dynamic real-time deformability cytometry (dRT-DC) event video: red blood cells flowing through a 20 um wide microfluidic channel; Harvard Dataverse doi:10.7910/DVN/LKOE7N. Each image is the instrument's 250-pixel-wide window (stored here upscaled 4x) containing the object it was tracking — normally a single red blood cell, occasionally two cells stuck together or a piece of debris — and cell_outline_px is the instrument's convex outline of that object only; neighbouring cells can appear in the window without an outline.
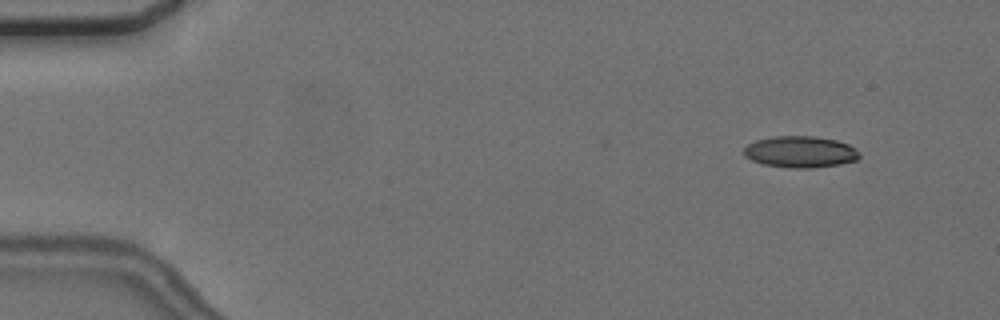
{"species": "common noctule bat (a hibernating species)", "species_latin": "Nyctalus noctula", "temperature_condition": "cold", "stored_images_in_passage": 4, "camera_frame_rate_fps": 3000, "um_per_image_px": 0.085, "animal": {"sex": "female", "body_mass_g": 24.6, "forearm_length_mm": 56.2}, "frame": {"image": 1, "passage_image": 1, "time_ms": 0.0, "image_size_px": [1000, 320], "cell_outline_px": [[860, 156], [856, 160], [840, 164], [812, 168], [792, 168], [764, 164], [752, 160], [744, 156], [744, 148], [748, 144], [756, 140], [772, 136], [812, 136], [836, 140], [848, 144], [856, 148], [860, 152]], "centroid_in_image_um": [68.04, 12.9], "position_along_channel_um": 17.0, "area_um2": 21.21}}